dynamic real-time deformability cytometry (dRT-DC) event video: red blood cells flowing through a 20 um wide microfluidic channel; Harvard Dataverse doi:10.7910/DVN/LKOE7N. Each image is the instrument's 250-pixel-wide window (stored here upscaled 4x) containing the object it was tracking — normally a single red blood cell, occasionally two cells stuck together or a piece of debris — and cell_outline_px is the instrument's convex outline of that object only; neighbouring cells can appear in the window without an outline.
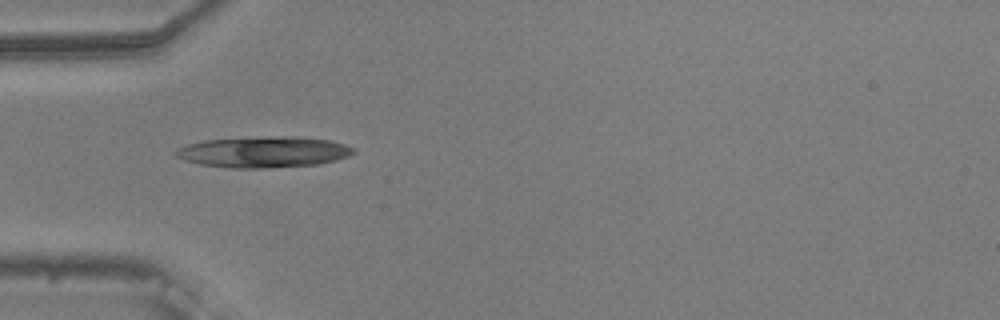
{"species": "common noctule bat (a hibernating species)", "species_latin": "Nyctalus noctula", "temperature_condition": "warm", "stored_images_in_passage": 34, "camera_frame_rate_fps": 3000, "um_per_image_px": 0.085, "animal": {"sex": "male", "body_mass_g": 20.5, "forearm_length_mm": 52.5}, "frame": {"image": 1, "passage_image": 1, "time_ms": 0.0, "image_size_px": [1000, 320], "cell_outline_px": [[356, 152], [348, 156], [336, 160], [320, 164], [268, 168], [232, 168], [200, 164], [184, 160], [176, 156], [172, 152], [188, 144], [204, 140], [280, 136], [300, 136], [328, 140], [344, 144], [352, 148]], "centroid_in_image_um": [22.42, 12.92], "position_along_channel_um": 62.6, "area_um2": 32.02}}
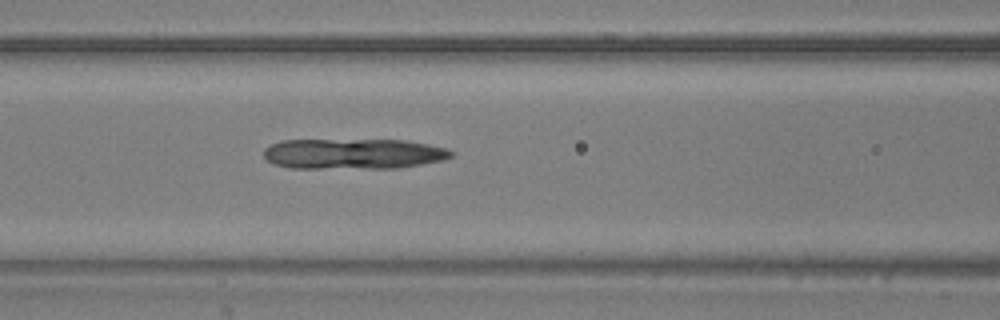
{"frame": {"image": 2, "passage_image": 7, "time_ms": 2.0, "image_size_px": [1000, 320], "cell_outline_px": [[452, 156], [444, 160], [396, 168], [292, 168], [272, 164], [264, 156], [264, 148], [280, 140], [404, 140], [428, 144], [448, 148], [452, 152]], "centroid_in_image_um": [30.02, 13.07], "position_along_channel_um": 136.6, "area_um2": 33.35}}
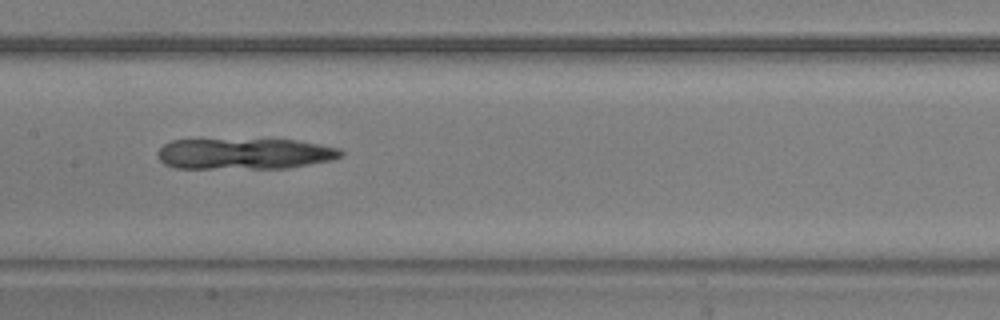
{"frame": {"image": 3, "passage_image": 11, "time_ms": 3.333, "image_size_px": [1000, 320], "cell_outline_px": [[344, 156], [332, 160], [288, 168], [176, 168], [164, 164], [156, 156], [156, 152], [164, 144], [172, 140], [296, 140], [320, 144], [340, 148], [344, 152]], "centroid_in_image_um": [20.81, 13.07], "position_along_channel_um": 186.6, "area_um2": 33.18}}